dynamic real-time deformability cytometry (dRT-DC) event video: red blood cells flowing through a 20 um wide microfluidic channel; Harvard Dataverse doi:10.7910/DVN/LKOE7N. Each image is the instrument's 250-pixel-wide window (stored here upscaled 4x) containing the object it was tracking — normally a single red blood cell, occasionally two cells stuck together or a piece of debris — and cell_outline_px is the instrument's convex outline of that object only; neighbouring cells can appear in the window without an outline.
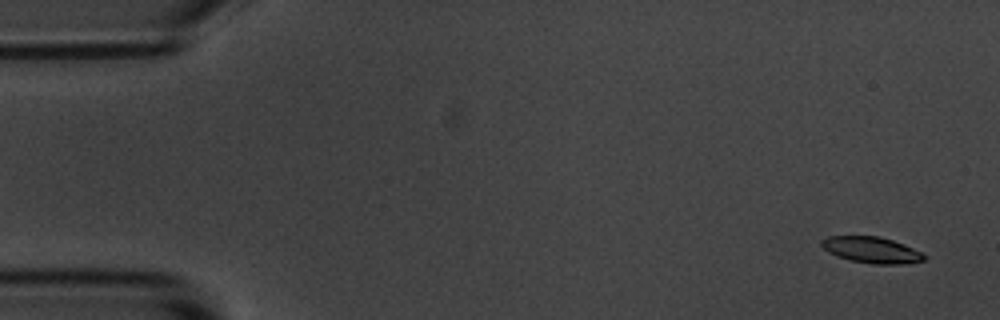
{"species": "common noctule bat (a hibernating species)", "species_latin": "Nyctalus noctula", "temperature_condition": "room temperature", "stored_images_in_passage": 6, "camera_frame_rate_fps": 3000, "um_per_image_px": 0.085, "animal": {"sex": "male", "body_mass_g": 20.1, "forearm_length_mm": 53.5}, "frame": {"image": 1, "passage_image": 1, "time_ms": 0.0, "image_size_px": [1000, 320], "cell_outline_px": [[924, 260], [904, 264], [872, 264], [848, 260], [836, 256], [828, 252], [820, 244], [820, 240], [828, 236], [880, 236], [904, 244], [920, 252], [924, 256]], "centroid_in_image_um": [74.03, 21.24], "position_along_channel_um": 11.0, "area_um2": 15.66}}
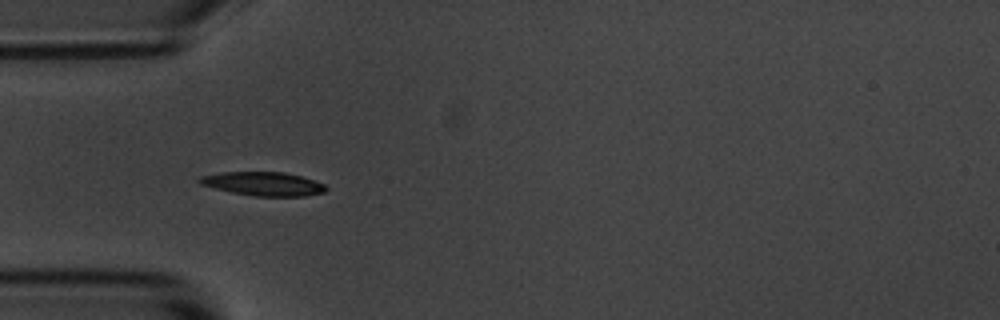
{"frame": {"image": 2, "passage_image": 5, "time_ms": 4.667, "image_size_px": [1000, 320], "cell_outline_px": [[328, 188], [324, 192], [304, 196], [252, 196], [232, 192], [200, 184], [196, 180], [200, 176], [224, 172], [284, 172], [300, 176], [324, 184]], "centroid_in_image_um": [22.37, 15.62], "position_along_channel_um": 62.6, "area_um2": 17.34}}